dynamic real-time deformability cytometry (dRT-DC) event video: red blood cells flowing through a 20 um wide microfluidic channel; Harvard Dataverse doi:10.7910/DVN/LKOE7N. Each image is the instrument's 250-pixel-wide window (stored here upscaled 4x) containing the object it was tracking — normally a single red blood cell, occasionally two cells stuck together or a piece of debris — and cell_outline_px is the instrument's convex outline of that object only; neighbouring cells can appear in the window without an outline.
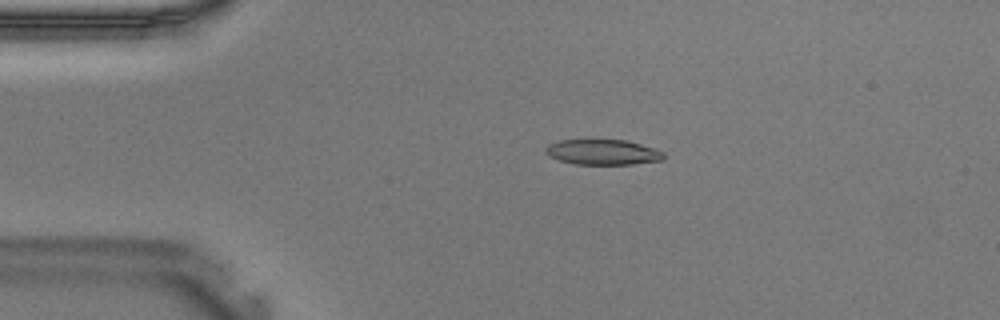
{"species": "Egyptian fruit bat (a non-hibernating species)", "species_latin": "Rousettus aegyptiacus", "temperature_condition": "warm", "stored_images_in_passage": 34, "camera_frame_rate_fps": 3000, "um_per_image_px": 0.085, "animal": {"sex": "male"}, "frame": {"image": 1, "passage_image": 1, "time_ms": 0.0, "image_size_px": [1000, 320], "cell_outline_px": [[664, 160], [632, 164], [576, 164], [560, 160], [548, 156], [544, 152], [544, 148], [548, 144], [560, 140], [628, 140], [664, 152]], "centroid_in_image_um": [51.21, 12.93], "position_along_channel_um": 33.8, "area_um2": 17.4}}
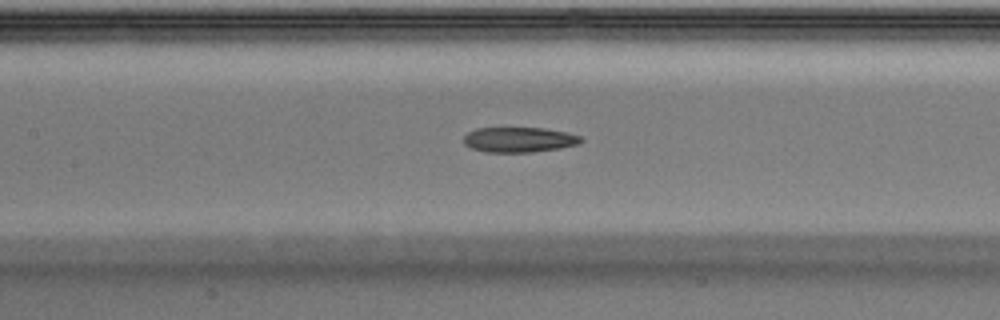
{"frame": {"image": 2, "passage_image": 11, "time_ms": 3.333, "image_size_px": [1000, 320], "cell_outline_px": [[584, 140], [576, 144], [560, 148], [532, 152], [484, 152], [472, 148], [464, 144], [464, 136], [468, 132], [476, 128], [544, 128], [568, 132], [580, 136]], "centroid_in_image_um": [44.11, 11.87], "position_along_channel_um": 163.3, "area_um2": 17.17}}
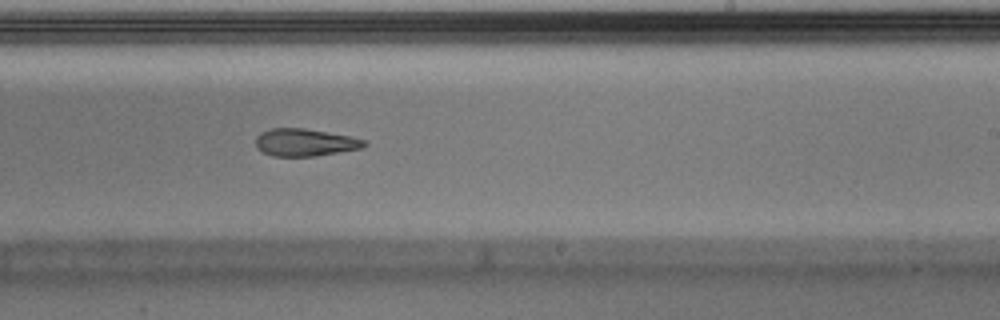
{"frame": {"image": 3, "passage_image": 17, "time_ms": 5.333, "image_size_px": [1000, 320], "cell_outline_px": [[368, 144], [360, 148], [312, 156], [272, 156], [256, 148], [256, 136], [260, 132], [272, 128], [304, 128], [352, 136], [368, 140]], "centroid_in_image_um": [25.92, 12.09], "position_along_channel_um": 263.1, "area_um2": 17.34}}